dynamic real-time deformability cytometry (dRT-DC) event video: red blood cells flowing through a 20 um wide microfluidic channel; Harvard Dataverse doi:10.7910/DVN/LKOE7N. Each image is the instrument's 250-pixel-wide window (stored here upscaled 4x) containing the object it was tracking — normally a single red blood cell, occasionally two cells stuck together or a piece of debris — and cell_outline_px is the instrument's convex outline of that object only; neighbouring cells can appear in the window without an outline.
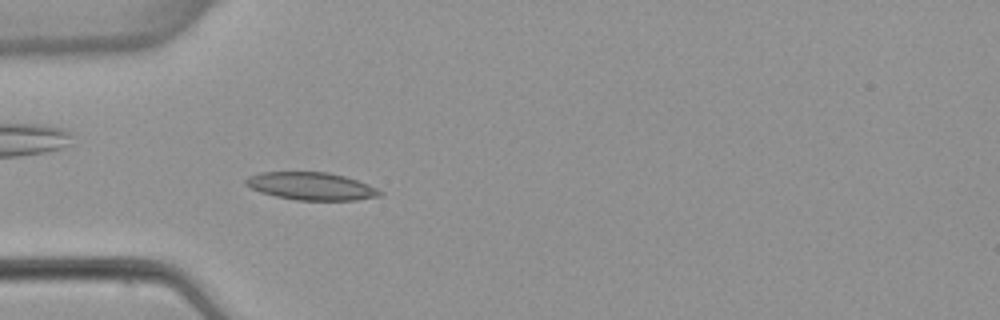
{"species": "common noctule bat (a hibernating species)", "species_latin": "Nyctalus noctula", "temperature_condition": "warm", "stored_images_in_passage": 2, "camera_frame_rate_fps": 3000, "um_per_image_px": 0.085, "animal": {"sex": "female", "body_mass_g": 22.7, "forearm_length_mm": 54.2}, "frame": {"image": 1, "passage_image": 2, "time_ms": 1.333, "image_size_px": [1000, 320], "cell_outline_px": [[384, 192], [380, 196], [356, 200], [296, 200], [276, 196], [260, 192], [244, 184], [244, 180], [248, 176], [260, 172], [328, 172], [344, 176], [368, 184]], "centroid_in_image_um": [26.44, 15.82], "position_along_channel_um": 58.6, "area_um2": 21.62}}